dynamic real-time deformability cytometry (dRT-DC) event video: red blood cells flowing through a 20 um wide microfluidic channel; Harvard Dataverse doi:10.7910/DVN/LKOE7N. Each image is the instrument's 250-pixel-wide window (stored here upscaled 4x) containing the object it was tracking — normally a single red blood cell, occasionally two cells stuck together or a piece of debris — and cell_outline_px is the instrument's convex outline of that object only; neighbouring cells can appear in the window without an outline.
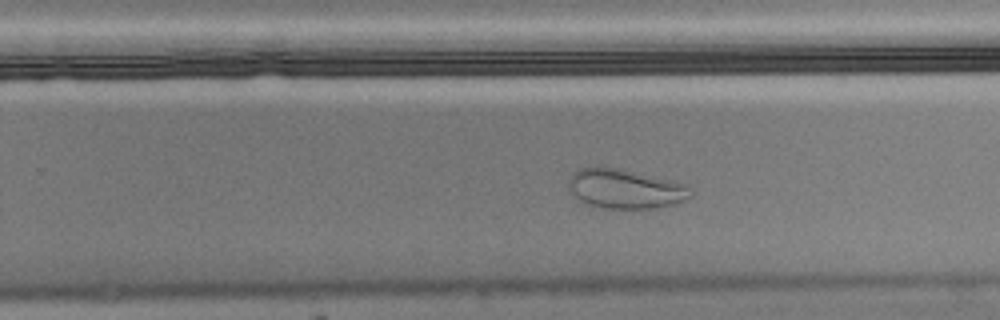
{"species": "Egyptian fruit bat (a non-hibernating species)", "species_latin": "Rousettus aegyptiacus", "temperature_condition": "cold", "stored_images_in_passage": 49, "camera_frame_rate_fps": 3000, "um_per_image_px": 0.085, "animal": {"sex": "male"}, "frame": {"image": 1, "passage_image": 28, "time_ms": 9.0, "image_size_px": [1000, 320], "cell_outline_px": [[692, 196], [684, 200], [672, 204], [656, 208], [600, 208], [588, 204], [572, 196], [568, 188], [568, 180], [572, 172], [580, 168], [620, 168], [688, 184], [692, 188]], "centroid_in_image_um": [53.14, 16.05], "position_along_channel_um": 276.7, "area_um2": 28.15}}